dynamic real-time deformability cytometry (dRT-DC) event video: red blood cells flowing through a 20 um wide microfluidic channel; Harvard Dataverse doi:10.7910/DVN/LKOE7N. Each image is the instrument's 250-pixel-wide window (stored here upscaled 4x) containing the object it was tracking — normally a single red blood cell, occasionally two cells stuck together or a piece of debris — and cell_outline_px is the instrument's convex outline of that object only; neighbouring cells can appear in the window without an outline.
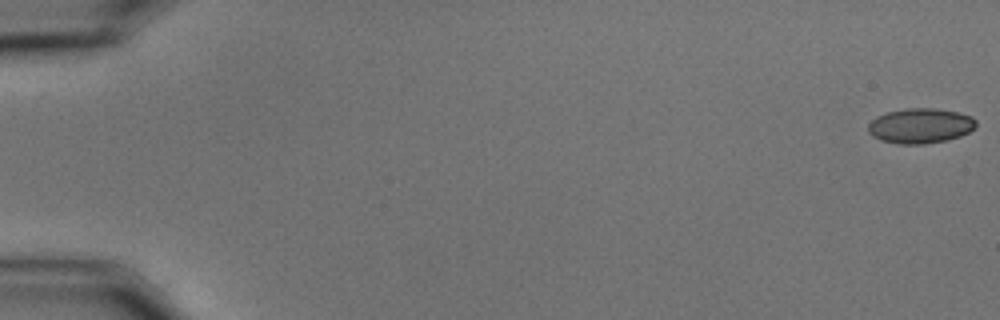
{"species": "common noctule bat (a hibernating species)", "species_latin": "Nyctalus noctula", "temperature_condition": "cold", "stored_images_in_passage": 10, "camera_frame_rate_fps": 3000, "um_per_image_px": 0.085, "animal": {"sex": "male", "body_mass_g": 15.6}, "frame": {"image": 1, "passage_image": 1, "time_ms": 0.0, "image_size_px": [1000, 320], "cell_outline_px": [[976, 124], [968, 132], [960, 136], [948, 140], [924, 144], [900, 144], [880, 140], [872, 136], [868, 132], [868, 124], [876, 116], [888, 112], [904, 108], [936, 108], [956, 112], [972, 116], [976, 120]], "centroid_in_image_um": [78.21, 10.69], "position_along_channel_um": 6.8, "area_um2": 22.08}}